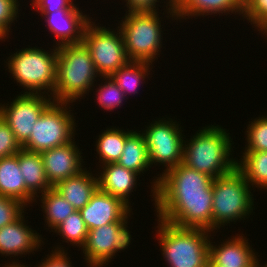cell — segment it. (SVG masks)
<instances>
[{
  "label": "cell",
  "instance_id": "obj_28",
  "mask_svg": "<svg viewBox=\"0 0 267 267\" xmlns=\"http://www.w3.org/2000/svg\"><path fill=\"white\" fill-rule=\"evenodd\" d=\"M37 198L38 199H35L36 202L34 204L38 203L37 200L39 201V204L42 203L40 206L42 208L41 211L44 213V226H46L45 229H48L50 232H52L70 214L77 211L53 187L39 195Z\"/></svg>",
  "mask_w": 267,
  "mask_h": 267
},
{
  "label": "cell",
  "instance_id": "obj_3",
  "mask_svg": "<svg viewBox=\"0 0 267 267\" xmlns=\"http://www.w3.org/2000/svg\"><path fill=\"white\" fill-rule=\"evenodd\" d=\"M156 237L168 267H207L209 242L216 232L207 229L179 227L158 217ZM211 233L213 235H211ZM215 234V235H214ZM213 236V237H212Z\"/></svg>",
  "mask_w": 267,
  "mask_h": 267
},
{
  "label": "cell",
  "instance_id": "obj_30",
  "mask_svg": "<svg viewBox=\"0 0 267 267\" xmlns=\"http://www.w3.org/2000/svg\"><path fill=\"white\" fill-rule=\"evenodd\" d=\"M98 80L101 83L98 84L99 86L96 88L94 85L90 93H92L94 89L96 90L93 92L96 98L95 103L99 105V108H102L101 110L110 112L118 108L120 109L123 102L129 100L125 97L124 92L118 87L117 83L111 76H100V79L98 78Z\"/></svg>",
  "mask_w": 267,
  "mask_h": 267
},
{
  "label": "cell",
  "instance_id": "obj_27",
  "mask_svg": "<svg viewBox=\"0 0 267 267\" xmlns=\"http://www.w3.org/2000/svg\"><path fill=\"white\" fill-rule=\"evenodd\" d=\"M242 154V155H241ZM236 168L249 182L252 189L267 192V152H241Z\"/></svg>",
  "mask_w": 267,
  "mask_h": 267
},
{
  "label": "cell",
  "instance_id": "obj_40",
  "mask_svg": "<svg viewBox=\"0 0 267 267\" xmlns=\"http://www.w3.org/2000/svg\"><path fill=\"white\" fill-rule=\"evenodd\" d=\"M259 267H267V261L262 265H260Z\"/></svg>",
  "mask_w": 267,
  "mask_h": 267
},
{
  "label": "cell",
  "instance_id": "obj_16",
  "mask_svg": "<svg viewBox=\"0 0 267 267\" xmlns=\"http://www.w3.org/2000/svg\"><path fill=\"white\" fill-rule=\"evenodd\" d=\"M78 146L79 143L74 139L68 144L41 153L45 174L52 187L87 168L83 166L87 165L83 159L86 156L81 155L83 153Z\"/></svg>",
  "mask_w": 267,
  "mask_h": 267
},
{
  "label": "cell",
  "instance_id": "obj_35",
  "mask_svg": "<svg viewBox=\"0 0 267 267\" xmlns=\"http://www.w3.org/2000/svg\"><path fill=\"white\" fill-rule=\"evenodd\" d=\"M27 207L20 201L0 195V229L18 219Z\"/></svg>",
  "mask_w": 267,
  "mask_h": 267
},
{
  "label": "cell",
  "instance_id": "obj_18",
  "mask_svg": "<svg viewBox=\"0 0 267 267\" xmlns=\"http://www.w3.org/2000/svg\"><path fill=\"white\" fill-rule=\"evenodd\" d=\"M99 167L97 169H99L100 172L96 171L98 189L104 193L119 198L124 204L133 210V204H131L132 201H130V196H133L132 192L134 193V191H136L137 185L140 186L138 184V181H140V175L136 172L127 170L118 163H108Z\"/></svg>",
  "mask_w": 267,
  "mask_h": 267
},
{
  "label": "cell",
  "instance_id": "obj_9",
  "mask_svg": "<svg viewBox=\"0 0 267 267\" xmlns=\"http://www.w3.org/2000/svg\"><path fill=\"white\" fill-rule=\"evenodd\" d=\"M70 104L52 102L34 124L29 139L22 145L23 149L42 153L73 141L77 135L74 115L77 112H71L74 105Z\"/></svg>",
  "mask_w": 267,
  "mask_h": 267
},
{
  "label": "cell",
  "instance_id": "obj_29",
  "mask_svg": "<svg viewBox=\"0 0 267 267\" xmlns=\"http://www.w3.org/2000/svg\"><path fill=\"white\" fill-rule=\"evenodd\" d=\"M52 232L59 235L62 242L68 243L73 247L79 248L84 245L88 235V228L82 218L80 211L70 214ZM70 243V244H69Z\"/></svg>",
  "mask_w": 267,
  "mask_h": 267
},
{
  "label": "cell",
  "instance_id": "obj_32",
  "mask_svg": "<svg viewBox=\"0 0 267 267\" xmlns=\"http://www.w3.org/2000/svg\"><path fill=\"white\" fill-rule=\"evenodd\" d=\"M243 21L246 19L261 35L267 32V0H244Z\"/></svg>",
  "mask_w": 267,
  "mask_h": 267
},
{
  "label": "cell",
  "instance_id": "obj_12",
  "mask_svg": "<svg viewBox=\"0 0 267 267\" xmlns=\"http://www.w3.org/2000/svg\"><path fill=\"white\" fill-rule=\"evenodd\" d=\"M14 98L11 102L0 103V116L23 145L29 139L34 124L53 99L44 94L28 93H19Z\"/></svg>",
  "mask_w": 267,
  "mask_h": 267
},
{
  "label": "cell",
  "instance_id": "obj_6",
  "mask_svg": "<svg viewBox=\"0 0 267 267\" xmlns=\"http://www.w3.org/2000/svg\"><path fill=\"white\" fill-rule=\"evenodd\" d=\"M213 186L193 193H155L156 217L179 227L201 228L213 232Z\"/></svg>",
  "mask_w": 267,
  "mask_h": 267
},
{
  "label": "cell",
  "instance_id": "obj_41",
  "mask_svg": "<svg viewBox=\"0 0 267 267\" xmlns=\"http://www.w3.org/2000/svg\"><path fill=\"white\" fill-rule=\"evenodd\" d=\"M2 41H6V39H3L1 36H0V42H2Z\"/></svg>",
  "mask_w": 267,
  "mask_h": 267
},
{
  "label": "cell",
  "instance_id": "obj_20",
  "mask_svg": "<svg viewBox=\"0 0 267 267\" xmlns=\"http://www.w3.org/2000/svg\"><path fill=\"white\" fill-rule=\"evenodd\" d=\"M244 0H175L174 11L177 22L205 17L210 15H239L243 16ZM224 13V14H223ZM217 14V15H216Z\"/></svg>",
  "mask_w": 267,
  "mask_h": 267
},
{
  "label": "cell",
  "instance_id": "obj_21",
  "mask_svg": "<svg viewBox=\"0 0 267 267\" xmlns=\"http://www.w3.org/2000/svg\"><path fill=\"white\" fill-rule=\"evenodd\" d=\"M0 195L16 199L27 208L36 202V198L26 189L17 153L0 159Z\"/></svg>",
  "mask_w": 267,
  "mask_h": 267
},
{
  "label": "cell",
  "instance_id": "obj_13",
  "mask_svg": "<svg viewBox=\"0 0 267 267\" xmlns=\"http://www.w3.org/2000/svg\"><path fill=\"white\" fill-rule=\"evenodd\" d=\"M25 213L11 224L5 225L0 229V254L2 257H10L11 259V262L0 264V267H27L23 261H17L19 260L18 258L23 255L25 257L31 253L35 254V252L42 250L43 245L46 244L44 242L46 238L42 237L40 233L31 228V225L27 224L29 223L26 222L28 221L26 220L28 216H25ZM25 217L26 219H24ZM14 257L18 258L15 259Z\"/></svg>",
  "mask_w": 267,
  "mask_h": 267
},
{
  "label": "cell",
  "instance_id": "obj_19",
  "mask_svg": "<svg viewBox=\"0 0 267 267\" xmlns=\"http://www.w3.org/2000/svg\"><path fill=\"white\" fill-rule=\"evenodd\" d=\"M212 186V177L179 163L160 177L155 193L203 192Z\"/></svg>",
  "mask_w": 267,
  "mask_h": 267
},
{
  "label": "cell",
  "instance_id": "obj_10",
  "mask_svg": "<svg viewBox=\"0 0 267 267\" xmlns=\"http://www.w3.org/2000/svg\"><path fill=\"white\" fill-rule=\"evenodd\" d=\"M95 23L93 19L86 26L83 44L90 51L97 73L100 76H111L130 61L123 35L118 26L111 29Z\"/></svg>",
  "mask_w": 267,
  "mask_h": 267
},
{
  "label": "cell",
  "instance_id": "obj_24",
  "mask_svg": "<svg viewBox=\"0 0 267 267\" xmlns=\"http://www.w3.org/2000/svg\"><path fill=\"white\" fill-rule=\"evenodd\" d=\"M117 163L140 176L151 169L145 137L139 129L133 130L126 137L124 150Z\"/></svg>",
  "mask_w": 267,
  "mask_h": 267
},
{
  "label": "cell",
  "instance_id": "obj_22",
  "mask_svg": "<svg viewBox=\"0 0 267 267\" xmlns=\"http://www.w3.org/2000/svg\"><path fill=\"white\" fill-rule=\"evenodd\" d=\"M53 188L77 211H80L98 189L97 174L84 169L79 174L58 182Z\"/></svg>",
  "mask_w": 267,
  "mask_h": 267
},
{
  "label": "cell",
  "instance_id": "obj_5",
  "mask_svg": "<svg viewBox=\"0 0 267 267\" xmlns=\"http://www.w3.org/2000/svg\"><path fill=\"white\" fill-rule=\"evenodd\" d=\"M249 182L235 168L226 175L213 179L212 221L213 232L230 226L232 222L244 223L255 213L254 194ZM231 222V223H230ZM229 224V225H228Z\"/></svg>",
  "mask_w": 267,
  "mask_h": 267
},
{
  "label": "cell",
  "instance_id": "obj_8",
  "mask_svg": "<svg viewBox=\"0 0 267 267\" xmlns=\"http://www.w3.org/2000/svg\"><path fill=\"white\" fill-rule=\"evenodd\" d=\"M159 13V14H158ZM160 12L125 13L116 25L124 40L130 61H143L154 64L162 52L163 33ZM160 16V17H159ZM159 55V56H158ZM154 62V63H153Z\"/></svg>",
  "mask_w": 267,
  "mask_h": 267
},
{
  "label": "cell",
  "instance_id": "obj_31",
  "mask_svg": "<svg viewBox=\"0 0 267 267\" xmlns=\"http://www.w3.org/2000/svg\"><path fill=\"white\" fill-rule=\"evenodd\" d=\"M248 123L244 133L245 147L241 152H267V113L253 118Z\"/></svg>",
  "mask_w": 267,
  "mask_h": 267
},
{
  "label": "cell",
  "instance_id": "obj_34",
  "mask_svg": "<svg viewBox=\"0 0 267 267\" xmlns=\"http://www.w3.org/2000/svg\"><path fill=\"white\" fill-rule=\"evenodd\" d=\"M21 0H0V36L9 39L12 32L11 26L19 18ZM11 30V31H10ZM9 37V38H8Z\"/></svg>",
  "mask_w": 267,
  "mask_h": 267
},
{
  "label": "cell",
  "instance_id": "obj_1",
  "mask_svg": "<svg viewBox=\"0 0 267 267\" xmlns=\"http://www.w3.org/2000/svg\"><path fill=\"white\" fill-rule=\"evenodd\" d=\"M229 130L221 125L208 124L184 140L182 163L213 179L236 168L235 148ZM189 139V140H188Z\"/></svg>",
  "mask_w": 267,
  "mask_h": 267
},
{
  "label": "cell",
  "instance_id": "obj_39",
  "mask_svg": "<svg viewBox=\"0 0 267 267\" xmlns=\"http://www.w3.org/2000/svg\"><path fill=\"white\" fill-rule=\"evenodd\" d=\"M207 267H226V266H221V265H208Z\"/></svg>",
  "mask_w": 267,
  "mask_h": 267
},
{
  "label": "cell",
  "instance_id": "obj_4",
  "mask_svg": "<svg viewBox=\"0 0 267 267\" xmlns=\"http://www.w3.org/2000/svg\"><path fill=\"white\" fill-rule=\"evenodd\" d=\"M51 47L46 50L36 45H28L26 48H16V52L7 57L4 63L10 76L12 75L11 78L23 88L24 91L20 93L53 97L56 85L57 47Z\"/></svg>",
  "mask_w": 267,
  "mask_h": 267
},
{
  "label": "cell",
  "instance_id": "obj_17",
  "mask_svg": "<svg viewBox=\"0 0 267 267\" xmlns=\"http://www.w3.org/2000/svg\"><path fill=\"white\" fill-rule=\"evenodd\" d=\"M80 213L88 230L108 223L126 222L132 214H135L119 198L99 189L91 196L90 201L80 210Z\"/></svg>",
  "mask_w": 267,
  "mask_h": 267
},
{
  "label": "cell",
  "instance_id": "obj_15",
  "mask_svg": "<svg viewBox=\"0 0 267 267\" xmlns=\"http://www.w3.org/2000/svg\"><path fill=\"white\" fill-rule=\"evenodd\" d=\"M246 237L243 233H238L228 236L222 242L220 240L218 245L210 240L208 265L259 267L262 264L258 258L260 255L250 246L249 238Z\"/></svg>",
  "mask_w": 267,
  "mask_h": 267
},
{
  "label": "cell",
  "instance_id": "obj_25",
  "mask_svg": "<svg viewBox=\"0 0 267 267\" xmlns=\"http://www.w3.org/2000/svg\"><path fill=\"white\" fill-rule=\"evenodd\" d=\"M117 126H111L105 128L106 130H102L98 135V139L95 141V149L94 151L97 152V155H99V166H102L104 164L108 163H117V161L120 159V156L124 150V145L126 142V137L133 131L129 130V128L126 130L121 128H116Z\"/></svg>",
  "mask_w": 267,
  "mask_h": 267
},
{
  "label": "cell",
  "instance_id": "obj_42",
  "mask_svg": "<svg viewBox=\"0 0 267 267\" xmlns=\"http://www.w3.org/2000/svg\"><path fill=\"white\" fill-rule=\"evenodd\" d=\"M263 36L265 37L264 39H266L267 38V32Z\"/></svg>",
  "mask_w": 267,
  "mask_h": 267
},
{
  "label": "cell",
  "instance_id": "obj_38",
  "mask_svg": "<svg viewBox=\"0 0 267 267\" xmlns=\"http://www.w3.org/2000/svg\"><path fill=\"white\" fill-rule=\"evenodd\" d=\"M76 0H30L32 11L39 13H52L60 9H81L75 4ZM78 6V7H77Z\"/></svg>",
  "mask_w": 267,
  "mask_h": 267
},
{
  "label": "cell",
  "instance_id": "obj_23",
  "mask_svg": "<svg viewBox=\"0 0 267 267\" xmlns=\"http://www.w3.org/2000/svg\"><path fill=\"white\" fill-rule=\"evenodd\" d=\"M17 158L26 189L36 199L39 195L52 188L45 174L41 153L22 148L17 153Z\"/></svg>",
  "mask_w": 267,
  "mask_h": 267
},
{
  "label": "cell",
  "instance_id": "obj_36",
  "mask_svg": "<svg viewBox=\"0 0 267 267\" xmlns=\"http://www.w3.org/2000/svg\"><path fill=\"white\" fill-rule=\"evenodd\" d=\"M22 148L8 123L0 116V159L15 155Z\"/></svg>",
  "mask_w": 267,
  "mask_h": 267
},
{
  "label": "cell",
  "instance_id": "obj_7",
  "mask_svg": "<svg viewBox=\"0 0 267 267\" xmlns=\"http://www.w3.org/2000/svg\"><path fill=\"white\" fill-rule=\"evenodd\" d=\"M180 125L181 122L179 124V121H174L170 117H159L152 120L150 124L148 123L145 129L140 130L145 137L150 166L163 167L162 173L158 174V177L154 176L150 182L152 201H155V190L160 177L182 163L185 135Z\"/></svg>",
  "mask_w": 267,
  "mask_h": 267
},
{
  "label": "cell",
  "instance_id": "obj_11",
  "mask_svg": "<svg viewBox=\"0 0 267 267\" xmlns=\"http://www.w3.org/2000/svg\"><path fill=\"white\" fill-rule=\"evenodd\" d=\"M130 222H113L88 230L81 251L88 267H106L112 258L125 251L131 244L132 235L128 229Z\"/></svg>",
  "mask_w": 267,
  "mask_h": 267
},
{
  "label": "cell",
  "instance_id": "obj_26",
  "mask_svg": "<svg viewBox=\"0 0 267 267\" xmlns=\"http://www.w3.org/2000/svg\"><path fill=\"white\" fill-rule=\"evenodd\" d=\"M154 65L143 61H129L126 65L114 72L111 77L117 83L118 87L124 92L127 99L139 93V86L144 85L146 79L151 73ZM142 83V84H141Z\"/></svg>",
  "mask_w": 267,
  "mask_h": 267
},
{
  "label": "cell",
  "instance_id": "obj_14",
  "mask_svg": "<svg viewBox=\"0 0 267 267\" xmlns=\"http://www.w3.org/2000/svg\"><path fill=\"white\" fill-rule=\"evenodd\" d=\"M83 12V9H60L52 13L39 14L42 19L44 18L48 32L55 35V43L52 45L58 47L83 42L86 26L93 20L89 14Z\"/></svg>",
  "mask_w": 267,
  "mask_h": 267
},
{
  "label": "cell",
  "instance_id": "obj_2",
  "mask_svg": "<svg viewBox=\"0 0 267 267\" xmlns=\"http://www.w3.org/2000/svg\"><path fill=\"white\" fill-rule=\"evenodd\" d=\"M99 77L90 51L83 42L58 46L53 102L73 104L85 99L92 87L98 86L96 79Z\"/></svg>",
  "mask_w": 267,
  "mask_h": 267
},
{
  "label": "cell",
  "instance_id": "obj_33",
  "mask_svg": "<svg viewBox=\"0 0 267 267\" xmlns=\"http://www.w3.org/2000/svg\"><path fill=\"white\" fill-rule=\"evenodd\" d=\"M121 1L123 2V0ZM162 1L166 4L164 7L161 5L162 8H164L162 10H165L164 12L166 13L164 17H167L168 21L171 19L170 23H172L171 21L173 20V22H175V20L177 22V16L174 11L175 0H161V2ZM161 2L160 0H124L126 4L123 7H126L125 13L159 12V7H161L159 3Z\"/></svg>",
  "mask_w": 267,
  "mask_h": 267
},
{
  "label": "cell",
  "instance_id": "obj_37",
  "mask_svg": "<svg viewBox=\"0 0 267 267\" xmlns=\"http://www.w3.org/2000/svg\"><path fill=\"white\" fill-rule=\"evenodd\" d=\"M64 248L65 246L60 244L53 246V250L49 252L50 255H45L46 257L43 260L41 259V262L39 261V264L34 265V267H74L67 250Z\"/></svg>",
  "mask_w": 267,
  "mask_h": 267
}]
</instances>
